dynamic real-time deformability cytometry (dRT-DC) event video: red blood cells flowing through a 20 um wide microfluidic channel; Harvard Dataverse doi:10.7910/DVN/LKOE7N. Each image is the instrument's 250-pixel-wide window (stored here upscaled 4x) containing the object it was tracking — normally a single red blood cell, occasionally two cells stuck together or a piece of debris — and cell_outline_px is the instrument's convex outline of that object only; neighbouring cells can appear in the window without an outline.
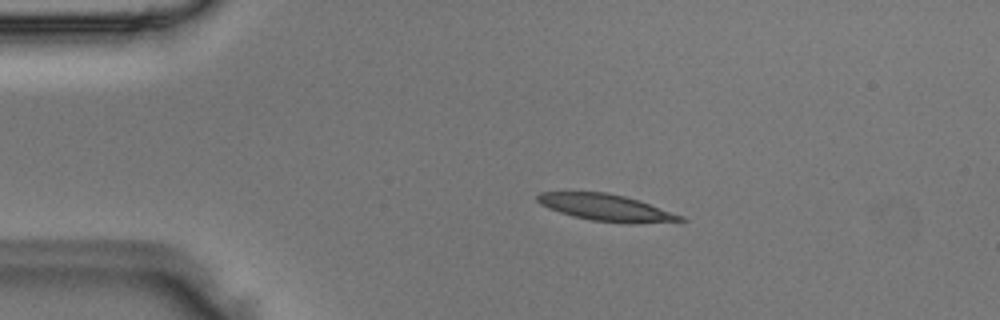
{"species": "Egyptian fruit bat (a non-hibernating species)", "species_latin": "Rousettus aegyptiacus", "temperature_condition": "room temperature", "stored_images_in_passage": 2, "camera_frame_rate_fps": 3000, "um_per_image_px": 0.085, "animal": {"sex": "male"}, "frame": {"image": 1, "passage_image": 1, "time_ms": 0.0, "image_size_px": [1000, 320], "cell_outline_px": [[688, 220], [636, 224], [628, 224], [592, 220], [572, 216], [548, 208], [540, 204], [536, 200], [536, 196], [540, 192], [604, 192], [624, 196], [684, 216]], "centroid_in_image_um": [51.5, 17.66], "position_along_channel_um": 33.5, "area_um2": 22.08}}